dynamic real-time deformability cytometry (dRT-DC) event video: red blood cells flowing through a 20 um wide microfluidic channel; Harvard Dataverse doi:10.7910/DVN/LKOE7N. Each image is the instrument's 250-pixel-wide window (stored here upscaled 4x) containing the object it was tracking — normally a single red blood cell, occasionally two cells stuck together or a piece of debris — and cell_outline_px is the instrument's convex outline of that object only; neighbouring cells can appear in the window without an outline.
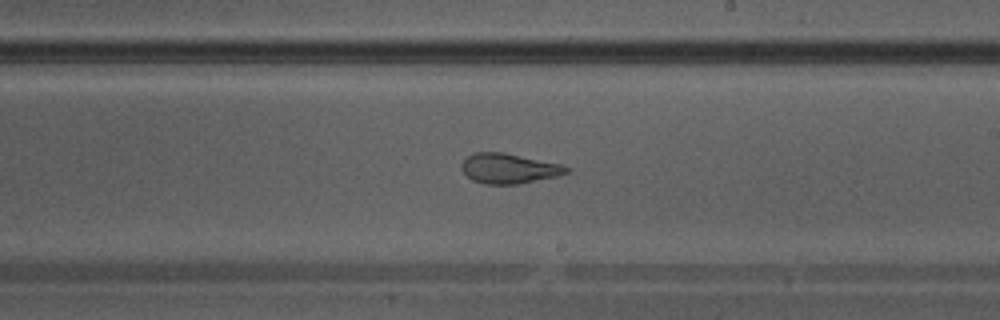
{"species": "Egyptian fruit bat (a non-hibernating species)", "species_latin": "Rousettus aegyptiacus", "temperature_condition": "warm", "stored_images_in_passage": 39, "camera_frame_rate_fps": 3000, "um_per_image_px": 0.085, "animal": {"sex": "male"}, "frame": {"image": 1, "passage_image": 23, "time_ms": 7.333, "image_size_px": [1000, 320], "cell_outline_px": [[568, 172], [556, 176], [520, 184], [484, 184], [472, 180], [460, 168], [460, 164], [468, 156], [476, 152], [504, 152], [560, 164], [568, 168]], "centroid_in_image_um": [43.21, 14.32], "position_along_channel_um": 245.8, "area_um2": 18.21}}